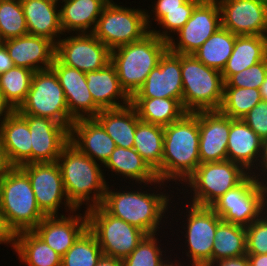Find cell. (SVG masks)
<instances>
[{
  "label": "cell",
  "mask_w": 267,
  "mask_h": 266,
  "mask_svg": "<svg viewBox=\"0 0 267 266\" xmlns=\"http://www.w3.org/2000/svg\"><path fill=\"white\" fill-rule=\"evenodd\" d=\"M110 188L107 185L101 206L112 216L141 229L147 235L157 236L161 220L168 211V206H171L170 195L164 194L163 191L151 193L149 189L150 193L140 188H137L138 191L125 189L118 192Z\"/></svg>",
  "instance_id": "cell-3"
},
{
  "label": "cell",
  "mask_w": 267,
  "mask_h": 266,
  "mask_svg": "<svg viewBox=\"0 0 267 266\" xmlns=\"http://www.w3.org/2000/svg\"><path fill=\"white\" fill-rule=\"evenodd\" d=\"M12 168L0 140V179Z\"/></svg>",
  "instance_id": "cell-52"
},
{
  "label": "cell",
  "mask_w": 267,
  "mask_h": 266,
  "mask_svg": "<svg viewBox=\"0 0 267 266\" xmlns=\"http://www.w3.org/2000/svg\"><path fill=\"white\" fill-rule=\"evenodd\" d=\"M210 207L223 221L248 227L266 211L263 182L249 174Z\"/></svg>",
  "instance_id": "cell-11"
},
{
  "label": "cell",
  "mask_w": 267,
  "mask_h": 266,
  "mask_svg": "<svg viewBox=\"0 0 267 266\" xmlns=\"http://www.w3.org/2000/svg\"><path fill=\"white\" fill-rule=\"evenodd\" d=\"M75 34L60 38L56 44L55 56L63 64L86 73L111 62V50L92 33Z\"/></svg>",
  "instance_id": "cell-15"
},
{
  "label": "cell",
  "mask_w": 267,
  "mask_h": 266,
  "mask_svg": "<svg viewBox=\"0 0 267 266\" xmlns=\"http://www.w3.org/2000/svg\"><path fill=\"white\" fill-rule=\"evenodd\" d=\"M69 142L95 162L105 164L116 143L95 118H80L73 122ZM97 160V161H96Z\"/></svg>",
  "instance_id": "cell-23"
},
{
  "label": "cell",
  "mask_w": 267,
  "mask_h": 266,
  "mask_svg": "<svg viewBox=\"0 0 267 266\" xmlns=\"http://www.w3.org/2000/svg\"><path fill=\"white\" fill-rule=\"evenodd\" d=\"M182 92L181 54L167 49L132 98H171L182 102Z\"/></svg>",
  "instance_id": "cell-18"
},
{
  "label": "cell",
  "mask_w": 267,
  "mask_h": 266,
  "mask_svg": "<svg viewBox=\"0 0 267 266\" xmlns=\"http://www.w3.org/2000/svg\"><path fill=\"white\" fill-rule=\"evenodd\" d=\"M245 254L246 227L221 220L215 231L212 262Z\"/></svg>",
  "instance_id": "cell-36"
},
{
  "label": "cell",
  "mask_w": 267,
  "mask_h": 266,
  "mask_svg": "<svg viewBox=\"0 0 267 266\" xmlns=\"http://www.w3.org/2000/svg\"><path fill=\"white\" fill-rule=\"evenodd\" d=\"M260 96L263 101H267V75L264 79V82L261 84L260 87Z\"/></svg>",
  "instance_id": "cell-55"
},
{
  "label": "cell",
  "mask_w": 267,
  "mask_h": 266,
  "mask_svg": "<svg viewBox=\"0 0 267 266\" xmlns=\"http://www.w3.org/2000/svg\"><path fill=\"white\" fill-rule=\"evenodd\" d=\"M267 75V57L257 64L231 75L224 83V87L256 88L260 89L261 84Z\"/></svg>",
  "instance_id": "cell-43"
},
{
  "label": "cell",
  "mask_w": 267,
  "mask_h": 266,
  "mask_svg": "<svg viewBox=\"0 0 267 266\" xmlns=\"http://www.w3.org/2000/svg\"><path fill=\"white\" fill-rule=\"evenodd\" d=\"M96 266H123L122 259L102 255Z\"/></svg>",
  "instance_id": "cell-54"
},
{
  "label": "cell",
  "mask_w": 267,
  "mask_h": 266,
  "mask_svg": "<svg viewBox=\"0 0 267 266\" xmlns=\"http://www.w3.org/2000/svg\"><path fill=\"white\" fill-rule=\"evenodd\" d=\"M17 111L21 115L53 119L69 131L75 121L69 114L63 88L51 68L34 72L26 99Z\"/></svg>",
  "instance_id": "cell-7"
},
{
  "label": "cell",
  "mask_w": 267,
  "mask_h": 266,
  "mask_svg": "<svg viewBox=\"0 0 267 266\" xmlns=\"http://www.w3.org/2000/svg\"><path fill=\"white\" fill-rule=\"evenodd\" d=\"M250 173L229 160L201 163L184 181L193 194L191 204L211 206L228 190L239 185ZM193 191V192H192Z\"/></svg>",
  "instance_id": "cell-8"
},
{
  "label": "cell",
  "mask_w": 267,
  "mask_h": 266,
  "mask_svg": "<svg viewBox=\"0 0 267 266\" xmlns=\"http://www.w3.org/2000/svg\"><path fill=\"white\" fill-rule=\"evenodd\" d=\"M267 57V36H236L233 51L221 74L224 82L234 74L249 68Z\"/></svg>",
  "instance_id": "cell-31"
},
{
  "label": "cell",
  "mask_w": 267,
  "mask_h": 266,
  "mask_svg": "<svg viewBox=\"0 0 267 266\" xmlns=\"http://www.w3.org/2000/svg\"><path fill=\"white\" fill-rule=\"evenodd\" d=\"M85 77L94 103L101 110L120 108L131 103V98L122 89L111 62L97 71L86 72Z\"/></svg>",
  "instance_id": "cell-25"
},
{
  "label": "cell",
  "mask_w": 267,
  "mask_h": 266,
  "mask_svg": "<svg viewBox=\"0 0 267 266\" xmlns=\"http://www.w3.org/2000/svg\"><path fill=\"white\" fill-rule=\"evenodd\" d=\"M261 142L262 139L242 119L230 118L227 160L252 172L258 164Z\"/></svg>",
  "instance_id": "cell-27"
},
{
  "label": "cell",
  "mask_w": 267,
  "mask_h": 266,
  "mask_svg": "<svg viewBox=\"0 0 267 266\" xmlns=\"http://www.w3.org/2000/svg\"><path fill=\"white\" fill-rule=\"evenodd\" d=\"M201 1L202 0H187L184 3V10L165 11V16L157 23L158 26L160 25V27L162 25L163 30H155L153 28L150 29V31L157 35L160 39L169 41L172 37L170 33L176 34V32L185 25V23L192 16L195 7Z\"/></svg>",
  "instance_id": "cell-42"
},
{
  "label": "cell",
  "mask_w": 267,
  "mask_h": 266,
  "mask_svg": "<svg viewBox=\"0 0 267 266\" xmlns=\"http://www.w3.org/2000/svg\"><path fill=\"white\" fill-rule=\"evenodd\" d=\"M0 140L12 167L31 164V133L17 110L0 124Z\"/></svg>",
  "instance_id": "cell-24"
},
{
  "label": "cell",
  "mask_w": 267,
  "mask_h": 266,
  "mask_svg": "<svg viewBox=\"0 0 267 266\" xmlns=\"http://www.w3.org/2000/svg\"><path fill=\"white\" fill-rule=\"evenodd\" d=\"M74 210L64 215L45 216L33 231L61 257L69 250L79 236L88 228V218ZM83 215V216H81Z\"/></svg>",
  "instance_id": "cell-20"
},
{
  "label": "cell",
  "mask_w": 267,
  "mask_h": 266,
  "mask_svg": "<svg viewBox=\"0 0 267 266\" xmlns=\"http://www.w3.org/2000/svg\"><path fill=\"white\" fill-rule=\"evenodd\" d=\"M146 11L124 7L112 0L103 8L92 34L110 50L141 40L150 32Z\"/></svg>",
  "instance_id": "cell-9"
},
{
  "label": "cell",
  "mask_w": 267,
  "mask_h": 266,
  "mask_svg": "<svg viewBox=\"0 0 267 266\" xmlns=\"http://www.w3.org/2000/svg\"><path fill=\"white\" fill-rule=\"evenodd\" d=\"M15 110L5 100L2 91L0 90V124L7 119Z\"/></svg>",
  "instance_id": "cell-51"
},
{
  "label": "cell",
  "mask_w": 267,
  "mask_h": 266,
  "mask_svg": "<svg viewBox=\"0 0 267 266\" xmlns=\"http://www.w3.org/2000/svg\"><path fill=\"white\" fill-rule=\"evenodd\" d=\"M14 66L34 72L49 69L55 58L56 45L47 38L24 35L3 41Z\"/></svg>",
  "instance_id": "cell-22"
},
{
  "label": "cell",
  "mask_w": 267,
  "mask_h": 266,
  "mask_svg": "<svg viewBox=\"0 0 267 266\" xmlns=\"http://www.w3.org/2000/svg\"><path fill=\"white\" fill-rule=\"evenodd\" d=\"M255 1L260 2V3L267 6V0H255Z\"/></svg>",
  "instance_id": "cell-59"
},
{
  "label": "cell",
  "mask_w": 267,
  "mask_h": 266,
  "mask_svg": "<svg viewBox=\"0 0 267 266\" xmlns=\"http://www.w3.org/2000/svg\"><path fill=\"white\" fill-rule=\"evenodd\" d=\"M106 3L103 0H68L60 10L63 33H92Z\"/></svg>",
  "instance_id": "cell-30"
},
{
  "label": "cell",
  "mask_w": 267,
  "mask_h": 266,
  "mask_svg": "<svg viewBox=\"0 0 267 266\" xmlns=\"http://www.w3.org/2000/svg\"><path fill=\"white\" fill-rule=\"evenodd\" d=\"M258 167H261V168H258ZM256 171H257V173L258 172L259 173L257 174ZM250 174L254 175L259 181L265 180V176H267V138L263 139L261 142V152H260V157L258 160L257 167L254 170H252V172H250ZM263 175H264V177L262 178L261 176H263Z\"/></svg>",
  "instance_id": "cell-48"
},
{
  "label": "cell",
  "mask_w": 267,
  "mask_h": 266,
  "mask_svg": "<svg viewBox=\"0 0 267 266\" xmlns=\"http://www.w3.org/2000/svg\"><path fill=\"white\" fill-rule=\"evenodd\" d=\"M230 117L219 110L199 111V156L201 163L227 160Z\"/></svg>",
  "instance_id": "cell-21"
},
{
  "label": "cell",
  "mask_w": 267,
  "mask_h": 266,
  "mask_svg": "<svg viewBox=\"0 0 267 266\" xmlns=\"http://www.w3.org/2000/svg\"><path fill=\"white\" fill-rule=\"evenodd\" d=\"M13 67V60L11 59L7 48L3 44L0 46V74L5 73Z\"/></svg>",
  "instance_id": "cell-50"
},
{
  "label": "cell",
  "mask_w": 267,
  "mask_h": 266,
  "mask_svg": "<svg viewBox=\"0 0 267 266\" xmlns=\"http://www.w3.org/2000/svg\"><path fill=\"white\" fill-rule=\"evenodd\" d=\"M261 100L259 89L224 87L219 111L232 119H242Z\"/></svg>",
  "instance_id": "cell-38"
},
{
  "label": "cell",
  "mask_w": 267,
  "mask_h": 266,
  "mask_svg": "<svg viewBox=\"0 0 267 266\" xmlns=\"http://www.w3.org/2000/svg\"><path fill=\"white\" fill-rule=\"evenodd\" d=\"M88 229L95 235L104 256L123 259L147 235L141 229L109 214L101 205L86 210Z\"/></svg>",
  "instance_id": "cell-10"
},
{
  "label": "cell",
  "mask_w": 267,
  "mask_h": 266,
  "mask_svg": "<svg viewBox=\"0 0 267 266\" xmlns=\"http://www.w3.org/2000/svg\"><path fill=\"white\" fill-rule=\"evenodd\" d=\"M242 120L263 140L267 138V101L261 100Z\"/></svg>",
  "instance_id": "cell-45"
},
{
  "label": "cell",
  "mask_w": 267,
  "mask_h": 266,
  "mask_svg": "<svg viewBox=\"0 0 267 266\" xmlns=\"http://www.w3.org/2000/svg\"><path fill=\"white\" fill-rule=\"evenodd\" d=\"M104 166L116 175H122V178L128 177L127 179L133 183L134 181L140 185L144 183L145 187L148 184L151 186L157 184L159 190L161 185H165L164 181L158 180L156 173L134 148L116 146Z\"/></svg>",
  "instance_id": "cell-28"
},
{
  "label": "cell",
  "mask_w": 267,
  "mask_h": 266,
  "mask_svg": "<svg viewBox=\"0 0 267 266\" xmlns=\"http://www.w3.org/2000/svg\"><path fill=\"white\" fill-rule=\"evenodd\" d=\"M0 211L16 232L33 230L45 214L40 210L27 174L12 167L0 179Z\"/></svg>",
  "instance_id": "cell-5"
},
{
  "label": "cell",
  "mask_w": 267,
  "mask_h": 266,
  "mask_svg": "<svg viewBox=\"0 0 267 266\" xmlns=\"http://www.w3.org/2000/svg\"><path fill=\"white\" fill-rule=\"evenodd\" d=\"M249 266H267V254H247Z\"/></svg>",
  "instance_id": "cell-53"
},
{
  "label": "cell",
  "mask_w": 267,
  "mask_h": 266,
  "mask_svg": "<svg viewBox=\"0 0 267 266\" xmlns=\"http://www.w3.org/2000/svg\"><path fill=\"white\" fill-rule=\"evenodd\" d=\"M220 27L222 21L218 1L202 0L185 25L176 32L178 38H170L168 49L177 54H193Z\"/></svg>",
  "instance_id": "cell-14"
},
{
  "label": "cell",
  "mask_w": 267,
  "mask_h": 266,
  "mask_svg": "<svg viewBox=\"0 0 267 266\" xmlns=\"http://www.w3.org/2000/svg\"><path fill=\"white\" fill-rule=\"evenodd\" d=\"M167 49L168 41L150 31L141 40L111 50V63L122 89L130 98L141 88Z\"/></svg>",
  "instance_id": "cell-4"
},
{
  "label": "cell",
  "mask_w": 267,
  "mask_h": 266,
  "mask_svg": "<svg viewBox=\"0 0 267 266\" xmlns=\"http://www.w3.org/2000/svg\"><path fill=\"white\" fill-rule=\"evenodd\" d=\"M156 234L146 235L138 246L125 258L122 259L123 266H160L164 259L161 244ZM156 237V238H155ZM158 241V242H157Z\"/></svg>",
  "instance_id": "cell-41"
},
{
  "label": "cell",
  "mask_w": 267,
  "mask_h": 266,
  "mask_svg": "<svg viewBox=\"0 0 267 266\" xmlns=\"http://www.w3.org/2000/svg\"><path fill=\"white\" fill-rule=\"evenodd\" d=\"M57 163L67 198L76 209L79 210L82 204L87 205L86 210L102 204L108 184L101 164L81 153L70 142L62 149Z\"/></svg>",
  "instance_id": "cell-2"
},
{
  "label": "cell",
  "mask_w": 267,
  "mask_h": 266,
  "mask_svg": "<svg viewBox=\"0 0 267 266\" xmlns=\"http://www.w3.org/2000/svg\"><path fill=\"white\" fill-rule=\"evenodd\" d=\"M222 27L234 35L267 36V6L255 0H217Z\"/></svg>",
  "instance_id": "cell-17"
},
{
  "label": "cell",
  "mask_w": 267,
  "mask_h": 266,
  "mask_svg": "<svg viewBox=\"0 0 267 266\" xmlns=\"http://www.w3.org/2000/svg\"><path fill=\"white\" fill-rule=\"evenodd\" d=\"M207 266H249L247 254L232 258L220 259L209 263Z\"/></svg>",
  "instance_id": "cell-49"
},
{
  "label": "cell",
  "mask_w": 267,
  "mask_h": 266,
  "mask_svg": "<svg viewBox=\"0 0 267 266\" xmlns=\"http://www.w3.org/2000/svg\"><path fill=\"white\" fill-rule=\"evenodd\" d=\"M16 232L9 226L5 216L0 211V244H12L15 250Z\"/></svg>",
  "instance_id": "cell-47"
},
{
  "label": "cell",
  "mask_w": 267,
  "mask_h": 266,
  "mask_svg": "<svg viewBox=\"0 0 267 266\" xmlns=\"http://www.w3.org/2000/svg\"><path fill=\"white\" fill-rule=\"evenodd\" d=\"M262 182H263V185H264V188H265V208H266V212H267V177Z\"/></svg>",
  "instance_id": "cell-57"
},
{
  "label": "cell",
  "mask_w": 267,
  "mask_h": 266,
  "mask_svg": "<svg viewBox=\"0 0 267 266\" xmlns=\"http://www.w3.org/2000/svg\"><path fill=\"white\" fill-rule=\"evenodd\" d=\"M33 74L34 71L18 66L0 74V90L14 110H17L26 99Z\"/></svg>",
  "instance_id": "cell-37"
},
{
  "label": "cell",
  "mask_w": 267,
  "mask_h": 266,
  "mask_svg": "<svg viewBox=\"0 0 267 266\" xmlns=\"http://www.w3.org/2000/svg\"><path fill=\"white\" fill-rule=\"evenodd\" d=\"M94 118L114 140L116 146L134 147L135 130L140 119L131 103L120 108L103 109Z\"/></svg>",
  "instance_id": "cell-29"
},
{
  "label": "cell",
  "mask_w": 267,
  "mask_h": 266,
  "mask_svg": "<svg viewBox=\"0 0 267 266\" xmlns=\"http://www.w3.org/2000/svg\"><path fill=\"white\" fill-rule=\"evenodd\" d=\"M164 127L139 121L134 136V149L162 181Z\"/></svg>",
  "instance_id": "cell-32"
},
{
  "label": "cell",
  "mask_w": 267,
  "mask_h": 266,
  "mask_svg": "<svg viewBox=\"0 0 267 266\" xmlns=\"http://www.w3.org/2000/svg\"><path fill=\"white\" fill-rule=\"evenodd\" d=\"M173 262L174 261H170L167 258V260H164L160 266H184L183 264L181 265V262L180 263H178V262L177 263L176 262L173 263Z\"/></svg>",
  "instance_id": "cell-56"
},
{
  "label": "cell",
  "mask_w": 267,
  "mask_h": 266,
  "mask_svg": "<svg viewBox=\"0 0 267 266\" xmlns=\"http://www.w3.org/2000/svg\"><path fill=\"white\" fill-rule=\"evenodd\" d=\"M236 36L228 29L220 27L193 55L209 68L222 72L232 54Z\"/></svg>",
  "instance_id": "cell-35"
},
{
  "label": "cell",
  "mask_w": 267,
  "mask_h": 266,
  "mask_svg": "<svg viewBox=\"0 0 267 266\" xmlns=\"http://www.w3.org/2000/svg\"><path fill=\"white\" fill-rule=\"evenodd\" d=\"M199 165V111L187 112L164 126L162 181L183 184Z\"/></svg>",
  "instance_id": "cell-1"
},
{
  "label": "cell",
  "mask_w": 267,
  "mask_h": 266,
  "mask_svg": "<svg viewBox=\"0 0 267 266\" xmlns=\"http://www.w3.org/2000/svg\"><path fill=\"white\" fill-rule=\"evenodd\" d=\"M14 251L27 266H61L62 257L33 230L16 233Z\"/></svg>",
  "instance_id": "cell-34"
},
{
  "label": "cell",
  "mask_w": 267,
  "mask_h": 266,
  "mask_svg": "<svg viewBox=\"0 0 267 266\" xmlns=\"http://www.w3.org/2000/svg\"><path fill=\"white\" fill-rule=\"evenodd\" d=\"M141 121L167 126L181 119L187 111L182 102L171 98H131Z\"/></svg>",
  "instance_id": "cell-33"
},
{
  "label": "cell",
  "mask_w": 267,
  "mask_h": 266,
  "mask_svg": "<svg viewBox=\"0 0 267 266\" xmlns=\"http://www.w3.org/2000/svg\"><path fill=\"white\" fill-rule=\"evenodd\" d=\"M28 33L49 39L55 45L64 34L60 25L57 0H20ZM58 8V9H57ZM59 37V38H58ZM57 38V39H56Z\"/></svg>",
  "instance_id": "cell-26"
},
{
  "label": "cell",
  "mask_w": 267,
  "mask_h": 266,
  "mask_svg": "<svg viewBox=\"0 0 267 266\" xmlns=\"http://www.w3.org/2000/svg\"><path fill=\"white\" fill-rule=\"evenodd\" d=\"M28 28L20 0L0 1V37L3 41L27 35Z\"/></svg>",
  "instance_id": "cell-40"
},
{
  "label": "cell",
  "mask_w": 267,
  "mask_h": 266,
  "mask_svg": "<svg viewBox=\"0 0 267 266\" xmlns=\"http://www.w3.org/2000/svg\"><path fill=\"white\" fill-rule=\"evenodd\" d=\"M102 250L95 235L87 228L61 260V266H96Z\"/></svg>",
  "instance_id": "cell-39"
},
{
  "label": "cell",
  "mask_w": 267,
  "mask_h": 266,
  "mask_svg": "<svg viewBox=\"0 0 267 266\" xmlns=\"http://www.w3.org/2000/svg\"><path fill=\"white\" fill-rule=\"evenodd\" d=\"M247 254H267V212L246 227Z\"/></svg>",
  "instance_id": "cell-44"
},
{
  "label": "cell",
  "mask_w": 267,
  "mask_h": 266,
  "mask_svg": "<svg viewBox=\"0 0 267 266\" xmlns=\"http://www.w3.org/2000/svg\"><path fill=\"white\" fill-rule=\"evenodd\" d=\"M3 45V40L2 38L0 37V46Z\"/></svg>",
  "instance_id": "cell-60"
},
{
  "label": "cell",
  "mask_w": 267,
  "mask_h": 266,
  "mask_svg": "<svg viewBox=\"0 0 267 266\" xmlns=\"http://www.w3.org/2000/svg\"><path fill=\"white\" fill-rule=\"evenodd\" d=\"M20 168L29 177L37 204L46 216L62 215L58 214L62 204L66 212L77 210L67 198L57 162L31 163Z\"/></svg>",
  "instance_id": "cell-13"
},
{
  "label": "cell",
  "mask_w": 267,
  "mask_h": 266,
  "mask_svg": "<svg viewBox=\"0 0 267 266\" xmlns=\"http://www.w3.org/2000/svg\"><path fill=\"white\" fill-rule=\"evenodd\" d=\"M154 7L151 10L154 14H151L152 12L148 13L149 11H146V22L148 25V28L150 30L151 27V18L152 15H154L152 20H155L156 23H158L164 16L165 11H174V10H184V3L187 0H154ZM151 14V15H149ZM150 20V21H149Z\"/></svg>",
  "instance_id": "cell-46"
},
{
  "label": "cell",
  "mask_w": 267,
  "mask_h": 266,
  "mask_svg": "<svg viewBox=\"0 0 267 266\" xmlns=\"http://www.w3.org/2000/svg\"><path fill=\"white\" fill-rule=\"evenodd\" d=\"M188 215L184 234L185 247H188L186 256L191 266H207L212 262V250L215 231L222 220L209 206L187 205Z\"/></svg>",
  "instance_id": "cell-12"
},
{
  "label": "cell",
  "mask_w": 267,
  "mask_h": 266,
  "mask_svg": "<svg viewBox=\"0 0 267 266\" xmlns=\"http://www.w3.org/2000/svg\"><path fill=\"white\" fill-rule=\"evenodd\" d=\"M22 116L31 133V163L57 162L62 149L69 143L70 131L50 118Z\"/></svg>",
  "instance_id": "cell-16"
},
{
  "label": "cell",
  "mask_w": 267,
  "mask_h": 266,
  "mask_svg": "<svg viewBox=\"0 0 267 266\" xmlns=\"http://www.w3.org/2000/svg\"><path fill=\"white\" fill-rule=\"evenodd\" d=\"M58 2H61V3H63V2H65V1H68V0H57ZM106 4L107 3H109V2H111L112 0H103Z\"/></svg>",
  "instance_id": "cell-58"
},
{
  "label": "cell",
  "mask_w": 267,
  "mask_h": 266,
  "mask_svg": "<svg viewBox=\"0 0 267 266\" xmlns=\"http://www.w3.org/2000/svg\"><path fill=\"white\" fill-rule=\"evenodd\" d=\"M50 68L63 88L69 114L75 120L94 118L101 111L87 87L84 72L63 64L56 56Z\"/></svg>",
  "instance_id": "cell-19"
},
{
  "label": "cell",
  "mask_w": 267,
  "mask_h": 266,
  "mask_svg": "<svg viewBox=\"0 0 267 266\" xmlns=\"http://www.w3.org/2000/svg\"><path fill=\"white\" fill-rule=\"evenodd\" d=\"M182 105L187 112L219 110L224 80L220 71L209 68L193 54H181Z\"/></svg>",
  "instance_id": "cell-6"
}]
</instances>
